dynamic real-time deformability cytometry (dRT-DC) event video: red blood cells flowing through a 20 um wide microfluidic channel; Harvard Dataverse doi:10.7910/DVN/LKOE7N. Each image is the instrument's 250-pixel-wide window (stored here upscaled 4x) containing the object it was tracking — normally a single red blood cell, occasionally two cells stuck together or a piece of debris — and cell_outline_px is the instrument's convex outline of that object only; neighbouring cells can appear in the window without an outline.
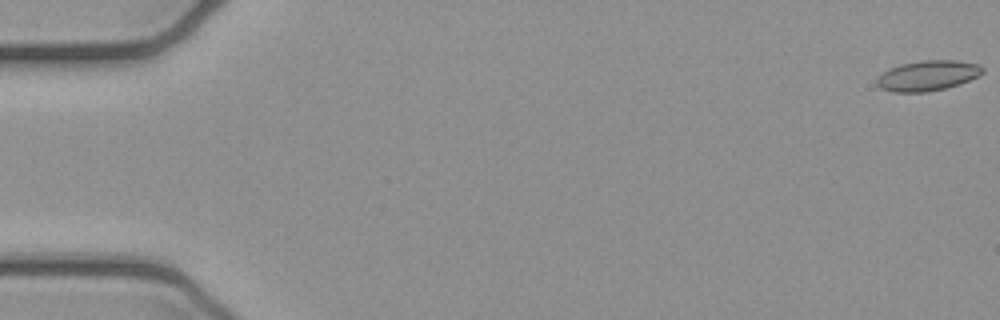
{"species": "common noctule bat (a hibernating species)", "species_latin": "Nyctalus noctula", "temperature_condition": "cold", "stored_images_in_passage": 5, "camera_frame_rate_fps": 3000, "um_per_image_px": 0.085, "animal": {"sex": "female", "body_mass_g": 21.9}, "frame": {"image": 1, "passage_image": 1, "time_ms": 0.0, "image_size_px": [1000, 320], "cell_outline_px": [[984, 72], [980, 76], [960, 84], [944, 88], [924, 92], [892, 92], [880, 88], [876, 84], [876, 80], [888, 68], [900, 64], [920, 60], [956, 60], [980, 64], [984, 68]], "centroid_in_image_um": [78.88, 6.42], "position_along_channel_um": 6.1, "area_um2": 18.84}}
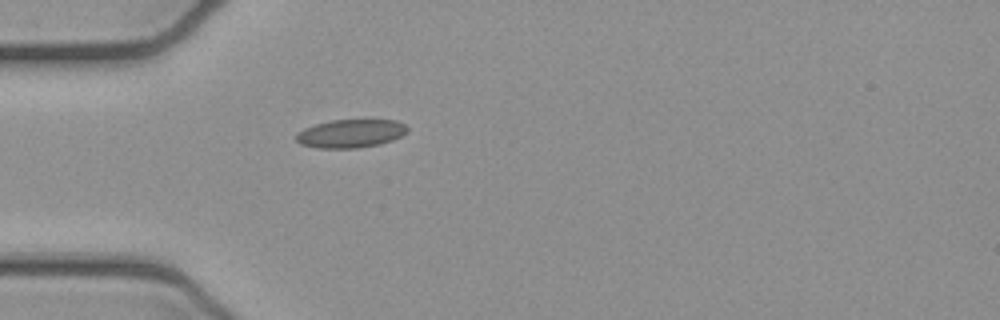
{"frame": {"image": 2, "passage_image": 5, "time_ms": 1.333, "image_size_px": [1000, 320], "cell_outline_px": [[408, 132], [392, 140], [380, 144], [356, 148], [316, 148], [300, 144], [296, 140], [296, 132], [304, 128], [316, 124], [332, 120], [396, 120], [404, 124], [408, 128]], "centroid_in_image_um": [29.79, 11.35], "position_along_channel_um": 55.2, "area_um2": 18.38}}